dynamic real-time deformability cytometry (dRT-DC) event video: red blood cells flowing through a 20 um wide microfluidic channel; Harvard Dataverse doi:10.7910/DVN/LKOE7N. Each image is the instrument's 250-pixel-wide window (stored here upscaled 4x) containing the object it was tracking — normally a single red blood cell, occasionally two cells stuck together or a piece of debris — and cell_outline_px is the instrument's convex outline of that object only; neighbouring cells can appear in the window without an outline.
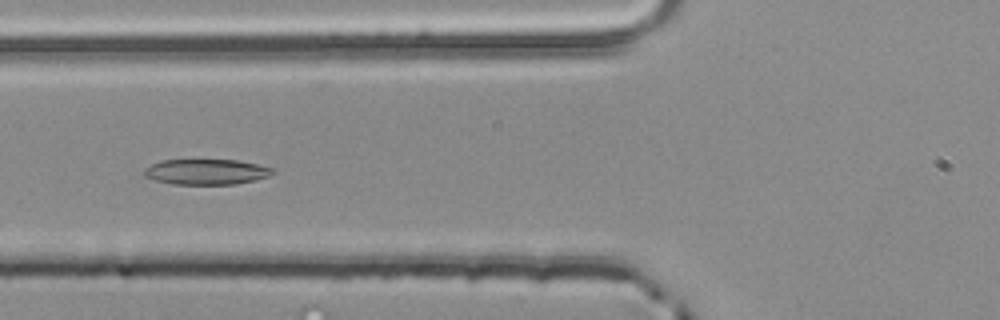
{"species": "common noctule bat (a hibernating species)", "species_latin": "Nyctalus noctula", "temperature_condition": "room temperature", "stored_images_in_passage": 3, "camera_frame_rate_fps": 3000, "um_per_image_px": 0.085, "animal": {"sex": "male", "body_mass_g": 20.4}, "frame": {"image": 1, "passage_image": 3, "time_ms": 0.667, "image_size_px": [1000, 320], "cell_outline_px": [[276, 172], [268, 176], [256, 180], [236, 184], [172, 184], [156, 180], [144, 176], [144, 168], [160, 160], [236, 160], [260, 164], [272, 168]], "centroid_in_image_um": [17.55, 14.6], "position_along_channel_um": 108.2, "area_um2": 19.13}}